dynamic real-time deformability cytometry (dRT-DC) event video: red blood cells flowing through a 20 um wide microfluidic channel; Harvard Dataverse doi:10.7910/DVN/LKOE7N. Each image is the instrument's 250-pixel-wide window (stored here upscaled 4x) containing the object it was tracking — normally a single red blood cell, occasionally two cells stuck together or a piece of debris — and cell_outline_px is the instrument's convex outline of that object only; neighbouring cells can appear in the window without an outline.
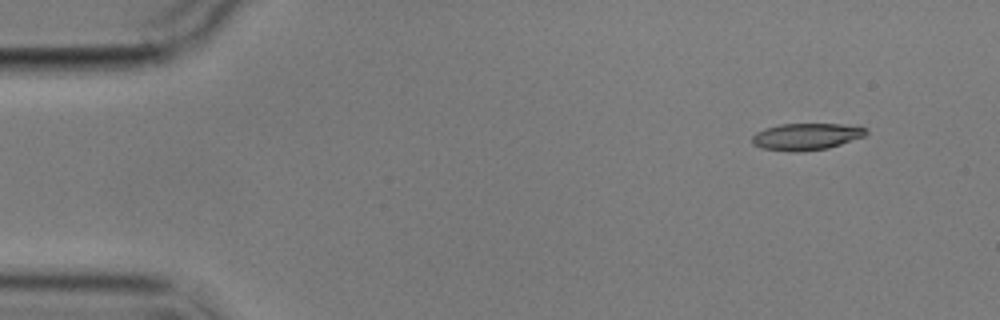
{"species": "common noctule bat (a hibernating species)", "species_latin": "Nyctalus noctula", "temperature_condition": "cold", "stored_images_in_passage": 3, "camera_frame_rate_fps": 3000, "um_per_image_px": 0.085, "animal": {"sex": "male", "body_mass_g": 17.9}, "frame": {"image": 1, "passage_image": 1, "time_ms": 0.0, "image_size_px": [1000, 320], "cell_outline_px": [[868, 132], [864, 136], [828, 148], [804, 152], [792, 152], [760, 148], [752, 144], [752, 136], [756, 132], [764, 128], [780, 124], [860, 124], [868, 128]], "centroid_in_image_um": [68.56, 11.6], "position_along_channel_um": 16.4, "area_um2": 18.21}}